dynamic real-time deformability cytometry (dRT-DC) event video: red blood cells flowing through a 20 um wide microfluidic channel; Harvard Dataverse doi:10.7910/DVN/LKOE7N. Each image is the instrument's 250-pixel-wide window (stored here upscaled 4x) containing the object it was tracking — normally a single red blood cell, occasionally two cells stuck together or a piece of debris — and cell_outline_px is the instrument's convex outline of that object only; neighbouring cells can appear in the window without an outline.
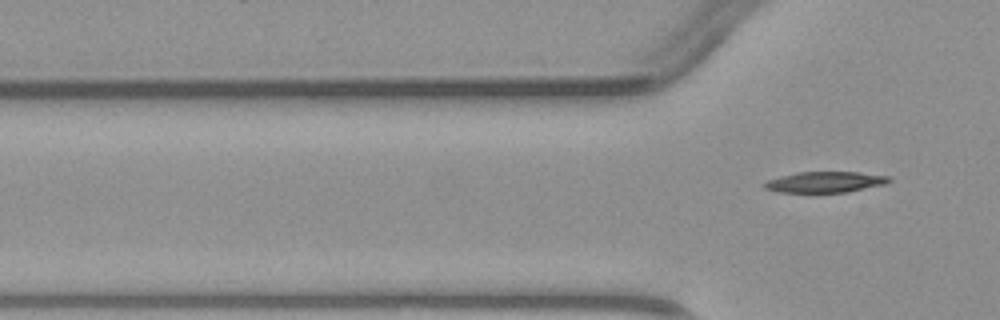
{"species": "common noctule bat (a hibernating species)", "species_latin": "Nyctalus noctula", "temperature_condition": "warm", "stored_images_in_passage": 3, "camera_frame_rate_fps": 3000, "um_per_image_px": 0.085, "animal": {"sex": "male", "body_mass_g": 23.1, "forearm_length_mm": 52.7}, "frame": {"image": 1, "passage_image": 3, "time_ms": 3.333, "image_size_px": [1000, 320], "cell_outline_px": [[892, 180], [888, 184], [848, 192], [776, 192], [764, 188], [760, 184], [768, 180], [780, 176], [796, 172], [860, 172], [888, 176]], "centroid_in_image_um": [70.14, 15.47], "position_along_channel_um": 55.7, "area_um2": 15.37}}